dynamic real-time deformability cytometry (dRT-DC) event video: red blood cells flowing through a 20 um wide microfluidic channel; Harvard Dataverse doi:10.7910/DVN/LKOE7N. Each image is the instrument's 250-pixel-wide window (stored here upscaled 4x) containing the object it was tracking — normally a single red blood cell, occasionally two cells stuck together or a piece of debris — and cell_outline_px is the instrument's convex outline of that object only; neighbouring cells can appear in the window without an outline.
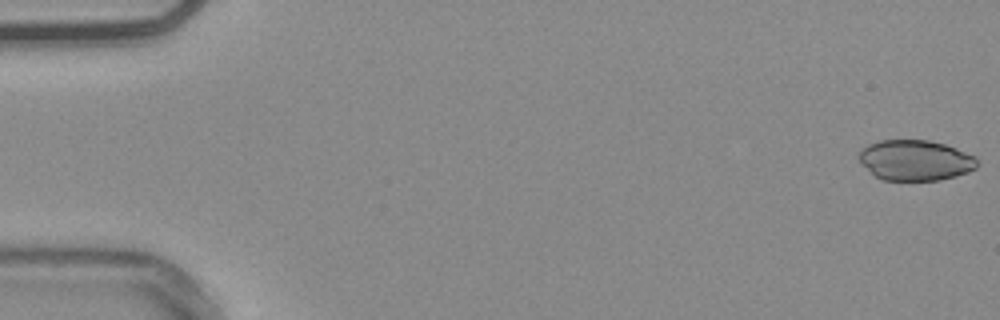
{"species": "common noctule bat (a hibernating species)", "species_latin": "Nyctalus noctula", "temperature_condition": "warm", "stored_images_in_passage": 54, "camera_frame_rate_fps": 3000, "um_per_image_px": 0.085, "animal": {"sex": "male", "body_mass_g": 20.4}, "frame": {"image": 1, "passage_image": 1, "time_ms": 0.0, "image_size_px": [1000, 320], "cell_outline_px": [[976, 168], [968, 172], [956, 176], [940, 180], [880, 180], [856, 156], [868, 144], [880, 140], [928, 140], [944, 144], [956, 148], [976, 156]], "centroid_in_image_um": [77.82, 13.62], "position_along_channel_um": 7.2, "area_um2": 27.74}}
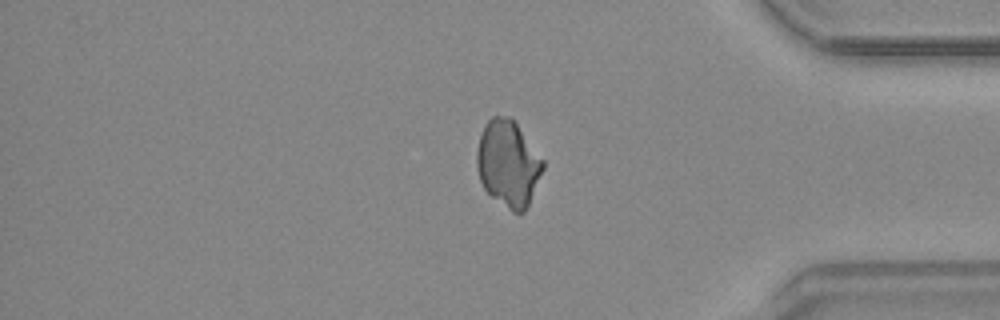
{"frame": {"image": 2, "passage_image": 45, "time_ms": 14.667, "image_size_px": [1000, 320], "cell_outline_px": [[544, 168], [528, 204], [524, 212], [512, 212], [492, 196], [484, 188], [480, 180], [476, 168], [476, 152], [480, 136], [484, 124], [492, 116], [512, 116], [544, 160]], "centroid_in_image_um": [43.19, 13.86], "position_along_channel_um": 392.0, "area_um2": 33.29}}
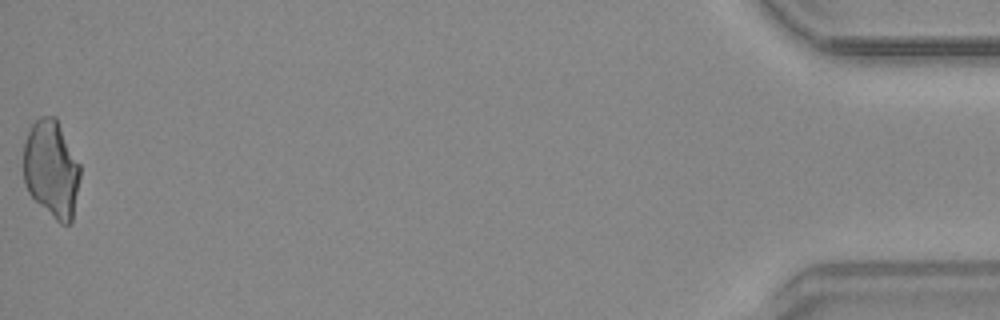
{"frame": {"image": 3, "passage_image": 54, "time_ms": 17.667, "image_size_px": [1000, 320], "cell_outline_px": [[80, 176], [72, 224], [60, 224], [28, 192], [24, 184], [24, 140], [32, 124], [40, 116], [56, 116], [80, 164]], "centroid_in_image_um": [4.38, 14.35], "position_along_channel_um": 430.8, "area_um2": 32.25}}